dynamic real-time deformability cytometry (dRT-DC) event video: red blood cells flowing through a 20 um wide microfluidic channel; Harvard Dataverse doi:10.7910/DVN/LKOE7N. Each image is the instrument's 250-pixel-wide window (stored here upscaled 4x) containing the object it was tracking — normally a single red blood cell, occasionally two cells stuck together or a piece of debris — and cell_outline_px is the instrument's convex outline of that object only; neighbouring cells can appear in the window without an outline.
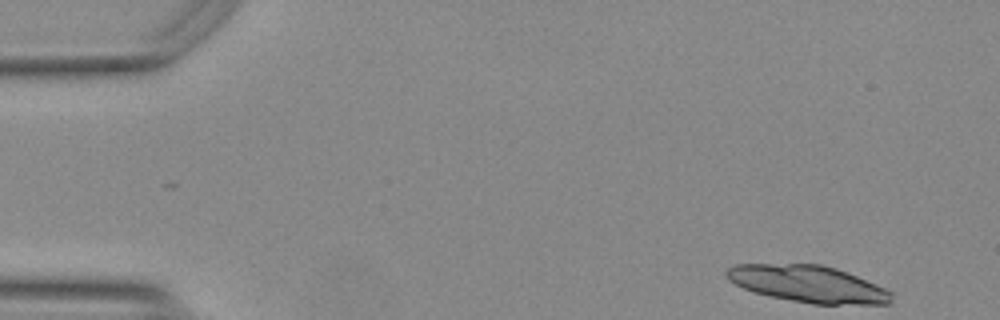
{"species": "Egyptian fruit bat (a non-hibernating species)", "species_latin": "Rousettus aegyptiacus", "temperature_condition": "warm", "stored_images_in_passage": 14, "camera_frame_rate_fps": 3000, "um_per_image_px": 0.085, "animal": {"sex": "female"}, "frame": {"image": 1, "passage_image": 1, "time_ms": 0.0, "image_size_px": [1000, 320], "cell_outline_px": [[892, 304], [812, 304], [768, 296], [744, 288], [728, 280], [724, 276], [724, 272], [728, 268], [736, 264], [820, 264], [836, 268], [876, 284], [892, 292]], "centroid_in_image_um": [68.67, 24.14], "position_along_channel_um": 16.3, "area_um2": 35.37}}